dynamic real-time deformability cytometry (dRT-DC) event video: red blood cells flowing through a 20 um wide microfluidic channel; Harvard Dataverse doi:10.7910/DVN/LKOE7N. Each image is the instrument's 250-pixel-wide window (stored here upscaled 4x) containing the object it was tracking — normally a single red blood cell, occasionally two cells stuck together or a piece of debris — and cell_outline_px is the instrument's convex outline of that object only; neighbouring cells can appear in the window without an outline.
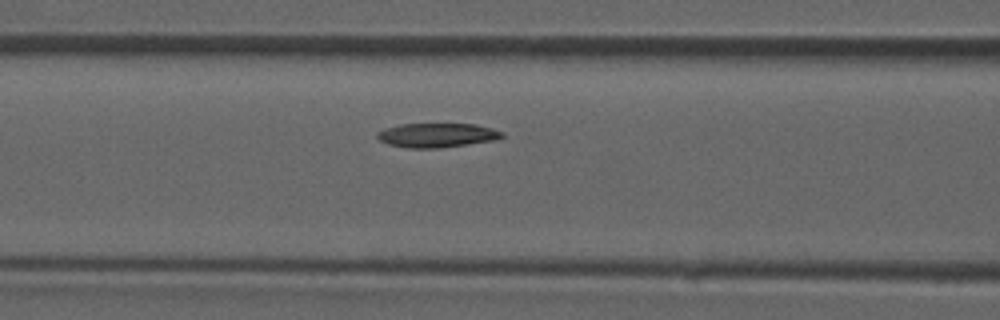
{"species": "common noctule bat (a hibernating species)", "species_latin": "Nyctalus noctula", "temperature_condition": "room temperature", "stored_images_in_passage": 27, "camera_frame_rate_fps": 3000, "um_per_image_px": 0.085, "animal": {"sex": "male", "forearm_length_mm": 52.5}, "frame": {"image": 1, "passage_image": 5, "time_ms": 1.333, "image_size_px": [1000, 320], "cell_outline_px": [[504, 136], [496, 140], [436, 148], [408, 148], [388, 144], [380, 140], [376, 136], [376, 132], [384, 128], [400, 124], [472, 124], [492, 128], [504, 132]], "centroid_in_image_um": [37.12, 11.49], "position_along_channel_um": 129.5, "area_um2": 17.57}}